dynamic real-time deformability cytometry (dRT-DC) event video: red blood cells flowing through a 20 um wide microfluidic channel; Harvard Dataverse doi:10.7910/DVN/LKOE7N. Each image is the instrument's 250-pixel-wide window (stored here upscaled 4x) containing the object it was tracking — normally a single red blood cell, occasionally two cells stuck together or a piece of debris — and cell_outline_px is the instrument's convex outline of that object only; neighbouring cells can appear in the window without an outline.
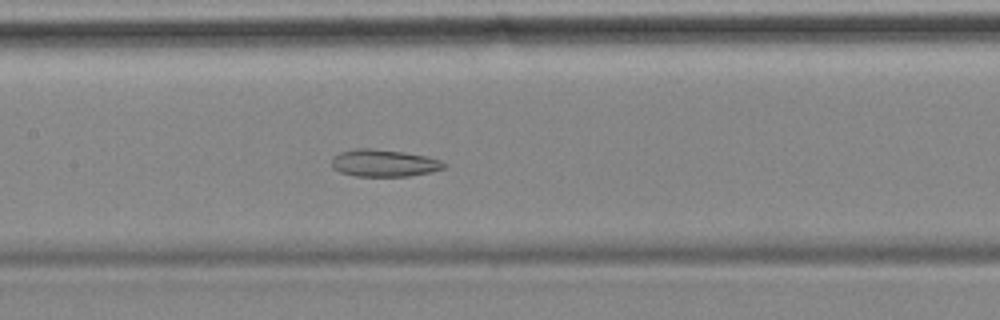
{"species": "common noctule bat (a hibernating species)", "species_latin": "Nyctalus noctula", "temperature_condition": "cold", "stored_images_in_passage": 57, "camera_frame_rate_fps": 3000, "um_per_image_px": 0.085, "animal": {"sex": "female", "body_mass_g": 18.4}, "frame": {"image": 1, "passage_image": 27, "time_ms": 8.667, "image_size_px": [1000, 320], "cell_outline_px": [[444, 168], [428, 172], [408, 176], [356, 176], [340, 172], [332, 168], [332, 156], [340, 152], [356, 148], [372, 148], [404, 152], [424, 156], [440, 160], [444, 164]], "centroid_in_image_um": [32.56, 13.85], "position_along_channel_um": 174.8, "area_um2": 17.63}}
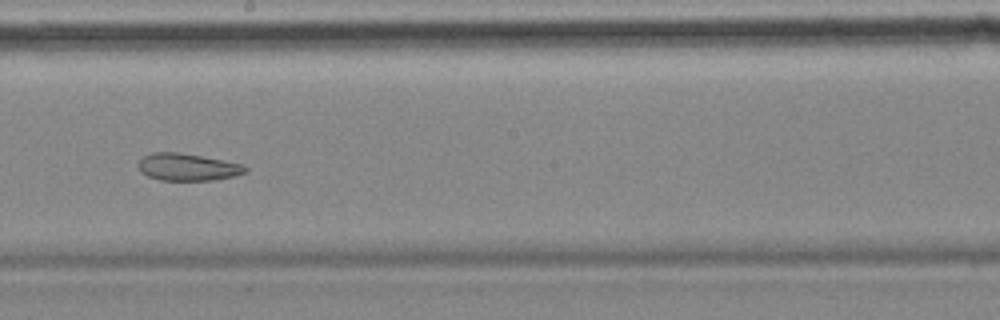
{"frame": {"image": 2, "passage_image": 32, "time_ms": 10.333, "image_size_px": [1000, 320], "cell_outline_px": [[248, 168], [244, 172], [232, 176], [212, 180], [160, 180], [148, 176], [140, 172], [140, 160], [144, 156], [152, 152], [176, 152], [224, 160], [244, 164]], "centroid_in_image_um": [15.94, 14.2], "position_along_channel_um": 232.3, "area_um2": 16.7}}
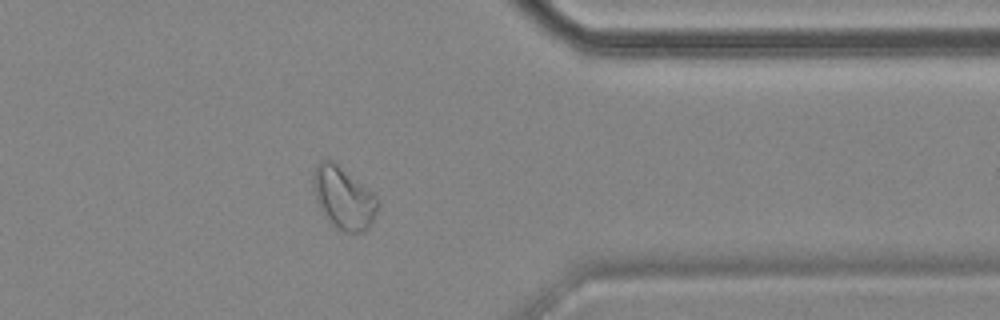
{"frame": {"image": 3, "passage_image": 46, "time_ms": 15.0, "image_size_px": [1000, 320], "cell_outline_px": [[380, 204], [368, 228], [364, 232], [344, 232], [332, 224], [316, 200], [312, 188], [312, 172], [316, 164], [320, 160], [336, 160], [372, 192], [380, 200]], "centroid_in_image_um": [29.19, 16.75], "position_along_channel_um": 382.2, "area_um2": 23.64}, "authors_computed_cell_mechanics": {"area_um2": 24.1604, "velocity_mm_per_s": 3.4676, "shape_relaxation_time_tau1_ms": null, "shape_relaxation_time_tau2_ms": 4.1188, "deformation_change_tau1": null, "deformation_change_tau2": 0.1027}}